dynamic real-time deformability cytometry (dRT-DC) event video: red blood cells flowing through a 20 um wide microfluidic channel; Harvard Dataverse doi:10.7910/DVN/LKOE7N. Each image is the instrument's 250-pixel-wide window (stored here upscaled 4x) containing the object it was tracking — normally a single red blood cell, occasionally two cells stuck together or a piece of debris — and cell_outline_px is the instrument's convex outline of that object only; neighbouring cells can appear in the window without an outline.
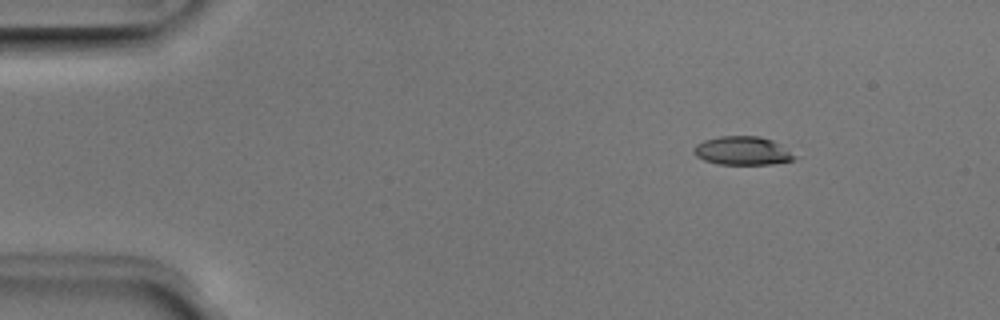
{"species": "Egyptian fruit bat (a non-hibernating species)", "species_latin": "Rousettus aegyptiacus", "temperature_condition": "room temperature", "stored_images_in_passage": 45, "camera_frame_rate_fps": 3000, "um_per_image_px": 0.085, "animal": {"sex": "male"}, "frame": {"image": 1, "passage_image": 1, "time_ms": 0.0, "image_size_px": [1000, 320], "cell_outline_px": [[800, 156], [792, 160], [772, 164], [720, 164], [704, 160], [696, 156], [692, 152], [692, 148], [696, 144], [704, 140], [720, 136], [760, 136], [772, 140]], "centroid_in_image_um": [63.12, 12.81], "position_along_channel_um": 21.9, "area_um2": 16.88}}
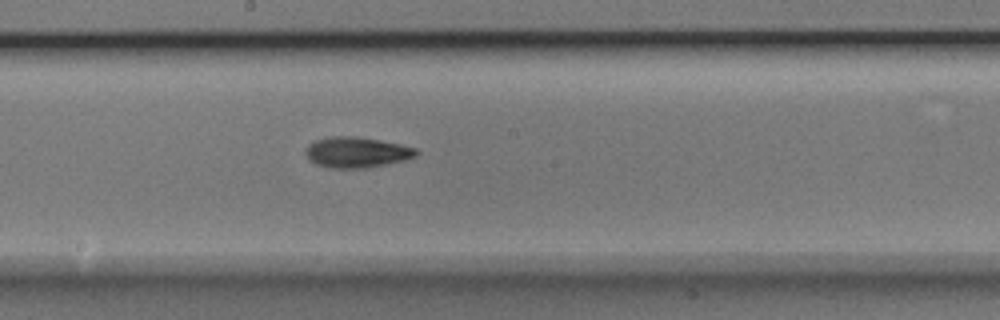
{"frame": {"image": 2, "passage_image": 22, "time_ms": 7.0, "image_size_px": [1000, 320], "cell_outline_px": [[420, 152], [416, 156], [404, 160], [388, 164], [368, 168], [332, 168], [316, 164], [308, 160], [304, 152], [308, 144], [312, 140], [332, 136], [356, 136], [380, 140], [400, 144], [416, 148]], "centroid_in_image_um": [30.29, 12.94], "position_along_channel_um": 217.9, "area_um2": 20.06}}
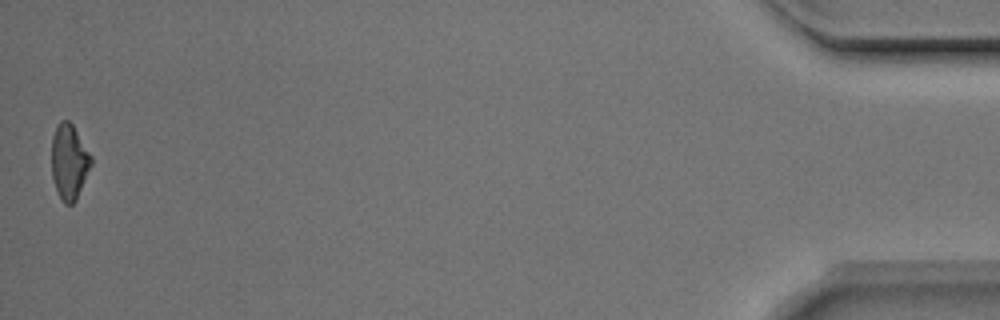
{"frame": {"image": 3, "passage_image": 45, "time_ms": 14.667, "image_size_px": [1000, 320], "cell_outline_px": [[92, 164], [76, 200], [72, 204], [64, 204], [56, 188], [52, 176], [52, 136], [56, 124], [60, 120], [68, 120], [72, 124], [92, 156]], "centroid_in_image_um": [5.88, 13.72], "position_along_channel_um": 429.3, "area_um2": 17.28}, "authors_computed_cell_mechanics": {"area_um2": 17.9758, "velocity_mm_per_s": 3.9793, "shape_relaxation_time_tau1_ms": 4.6905, "shape_relaxation_time_tau2_ms": 5.626, "deformation_change_tau1": 0.1283, "deformation_change_tau2": 0.1483}}